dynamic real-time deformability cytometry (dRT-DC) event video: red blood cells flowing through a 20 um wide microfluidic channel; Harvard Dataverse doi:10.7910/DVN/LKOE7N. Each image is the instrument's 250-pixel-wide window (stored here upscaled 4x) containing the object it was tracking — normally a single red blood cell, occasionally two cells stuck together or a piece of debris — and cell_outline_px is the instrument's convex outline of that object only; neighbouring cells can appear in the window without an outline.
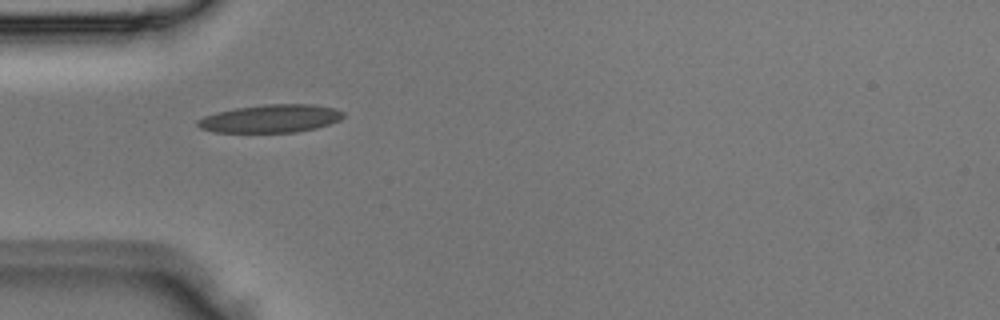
{"species": "Egyptian fruit bat (a non-hibernating species)", "species_latin": "Rousettus aegyptiacus", "temperature_condition": "room temperature", "stored_images_in_passage": 3, "camera_frame_rate_fps": 3000, "um_per_image_px": 0.085, "animal": {"sex": "male"}, "frame": {"image": 1, "passage_image": 2, "time_ms": 0.333, "image_size_px": [1000, 320], "cell_outline_px": [[344, 116], [340, 120], [316, 128], [296, 132], [216, 132], [200, 128], [196, 124], [196, 120], [204, 116], [216, 112], [236, 108], [264, 104], [312, 104], [336, 108], [344, 112]], "centroid_in_image_um": [23.01, 10.07], "position_along_channel_um": 62.0, "area_um2": 23.81}}
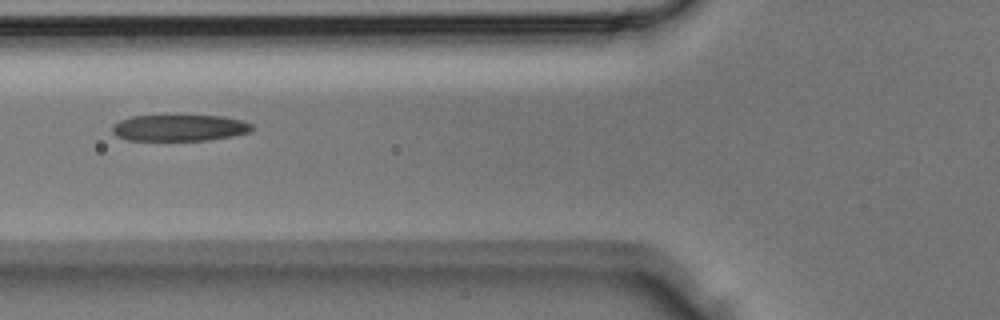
{"frame": {"image": 2, "passage_image": 3, "time_ms": 0.667, "image_size_px": [1000, 320], "cell_outline_px": [[252, 132], [232, 136], [208, 140], [128, 140], [116, 136], [112, 132], [112, 124], [120, 120], [132, 116], [168, 112], [172, 112], [224, 116], [240, 120], [252, 124]], "centroid_in_image_um": [15.22, 10.8], "position_along_channel_um": 110.6, "area_um2": 22.83}}